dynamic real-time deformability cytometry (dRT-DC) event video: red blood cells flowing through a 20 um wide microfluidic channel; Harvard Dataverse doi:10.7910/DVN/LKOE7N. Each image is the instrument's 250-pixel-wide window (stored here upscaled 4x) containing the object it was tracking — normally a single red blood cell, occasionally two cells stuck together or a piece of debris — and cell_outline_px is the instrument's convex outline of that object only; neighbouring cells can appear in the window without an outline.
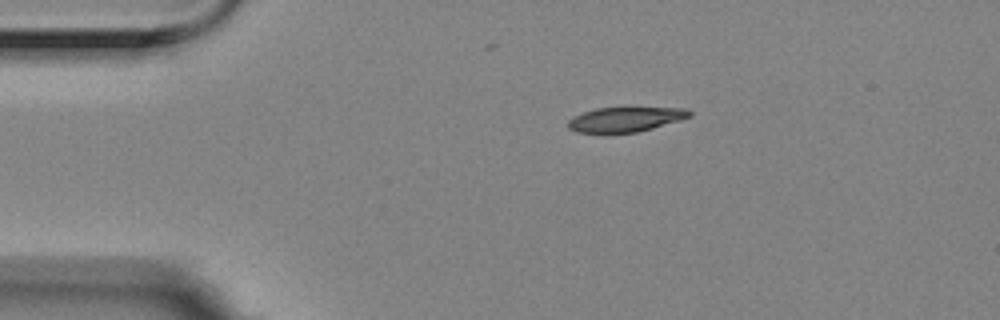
{"species": "Egyptian fruit bat (a non-hibernating species)", "species_latin": "Rousettus aegyptiacus", "temperature_condition": "room temperature", "stored_images_in_passage": 7, "camera_frame_rate_fps": 3000, "um_per_image_px": 0.085, "animal": {"sex": "female"}, "frame": {"image": 1, "passage_image": 1, "time_ms": 0.0, "image_size_px": [1000, 320], "cell_outline_px": [[692, 116], [680, 120], [652, 128], [636, 132], [576, 132], [568, 128], [568, 120], [572, 116], [596, 108], [624, 104], [688, 108], [692, 112]], "centroid_in_image_um": [53.23, 10.06], "position_along_channel_um": 31.8, "area_um2": 18.61}}
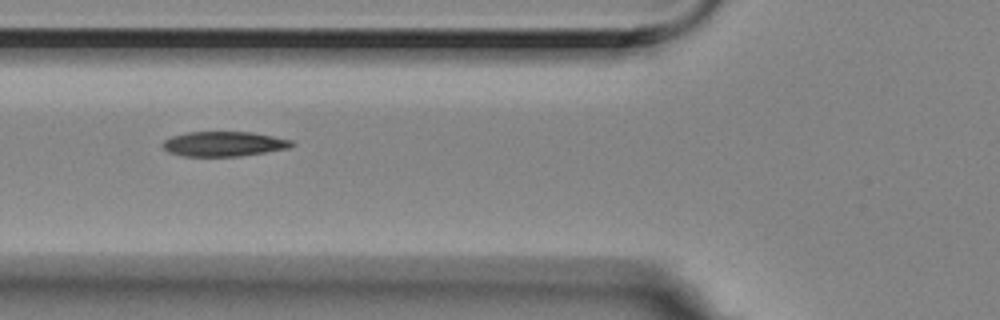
{"frame": {"image": 2, "passage_image": 4, "time_ms": 1.0, "image_size_px": [1000, 320], "cell_outline_px": [[296, 144], [288, 148], [240, 156], [184, 156], [168, 152], [160, 144], [164, 140], [172, 136], [188, 132], [252, 132], [292, 140]], "centroid_in_image_um": [19.01, 12.23], "position_along_channel_um": 106.8, "area_um2": 18.61}}
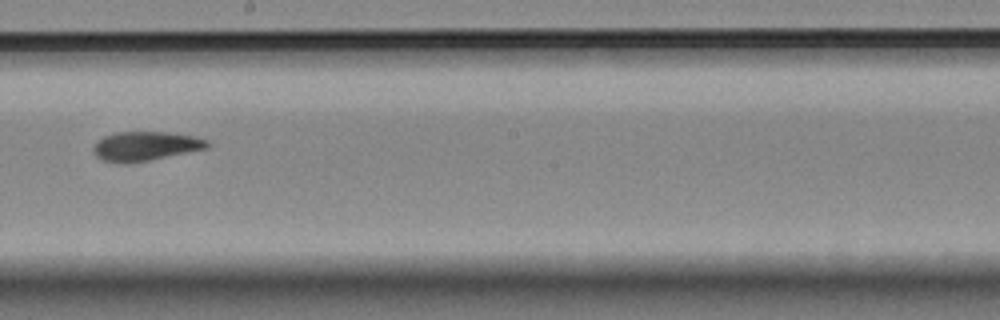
{"frame": {"image": 3, "passage_image": 7, "time_ms": 2.0, "image_size_px": [1000, 320], "cell_outline_px": [[208, 148], [128, 164], [120, 164], [104, 160], [96, 156], [92, 152], [92, 148], [104, 136], [116, 132], [164, 132], [192, 136], [208, 140]], "centroid_in_image_um": [12.32, 12.43], "position_along_channel_um": 235.9, "area_um2": 19.19}}